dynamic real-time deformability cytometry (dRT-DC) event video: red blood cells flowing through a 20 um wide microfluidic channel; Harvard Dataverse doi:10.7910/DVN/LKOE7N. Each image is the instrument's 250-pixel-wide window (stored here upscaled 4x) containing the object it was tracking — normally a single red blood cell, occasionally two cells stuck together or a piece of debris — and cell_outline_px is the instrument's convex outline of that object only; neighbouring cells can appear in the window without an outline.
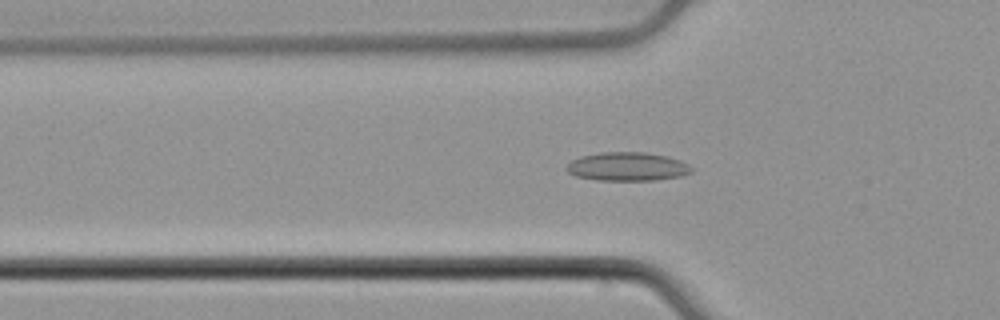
{"species": "common noctule bat (a hibernating species)", "species_latin": "Nyctalus noctula", "temperature_condition": "cold", "stored_images_in_passage": 52, "camera_frame_rate_fps": 3000, "um_per_image_px": 0.085, "animal": {"sex": "male", "body_mass_g": 21.5, "forearm_length_mm": 52.0}, "frame": {"image": 1, "passage_image": 17, "time_ms": 5.333, "image_size_px": [1000, 320], "cell_outline_px": [[692, 172], [680, 176], [652, 180], [596, 180], [576, 176], [568, 172], [564, 168], [572, 160], [580, 156], [600, 152], [644, 152], [668, 156], [680, 160], [688, 164], [692, 168]], "centroid_in_image_um": [53.31, 14.15], "position_along_channel_um": 72.5, "area_um2": 20.87}}
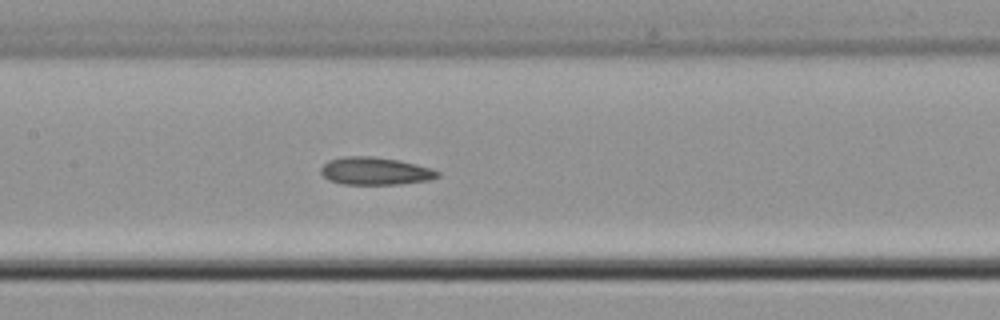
{"frame": {"image": 2, "passage_image": 25, "time_ms": 8.0, "image_size_px": [1000, 320], "cell_outline_px": [[440, 176], [428, 180], [400, 184], [340, 184], [328, 180], [320, 172], [320, 168], [328, 160], [344, 156], [372, 156], [400, 160], [432, 168], [440, 172]], "centroid_in_image_um": [31.88, 14.53], "position_along_channel_um": 175.5, "area_um2": 18.96}}
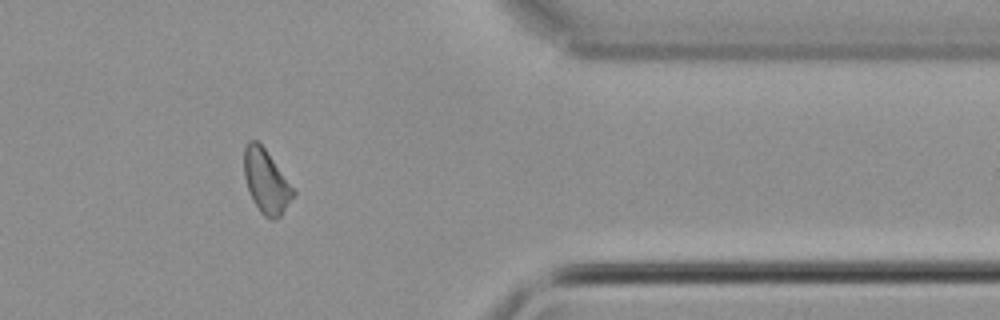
{"frame": {"image": 3, "passage_image": 43, "time_ms": 14.0, "image_size_px": [1000, 320], "cell_outline_px": [[296, 192], [280, 216], [276, 220], [268, 220], [260, 212], [252, 200], [244, 176], [244, 148], [248, 140], [256, 140], [264, 148]], "centroid_in_image_um": [22.6, 15.45], "position_along_channel_um": 388.8, "area_um2": 17.98}, "authors_computed_cell_mechanics": {"area_um2": 18.8717, "velocity_mm_per_s": 3.8809, "shape_relaxation_time_tau1_ms": null, "shape_relaxation_time_tau2_ms": 3.3122, "deformation_change_tau1": null, "deformation_change_tau2": 0.0987}}